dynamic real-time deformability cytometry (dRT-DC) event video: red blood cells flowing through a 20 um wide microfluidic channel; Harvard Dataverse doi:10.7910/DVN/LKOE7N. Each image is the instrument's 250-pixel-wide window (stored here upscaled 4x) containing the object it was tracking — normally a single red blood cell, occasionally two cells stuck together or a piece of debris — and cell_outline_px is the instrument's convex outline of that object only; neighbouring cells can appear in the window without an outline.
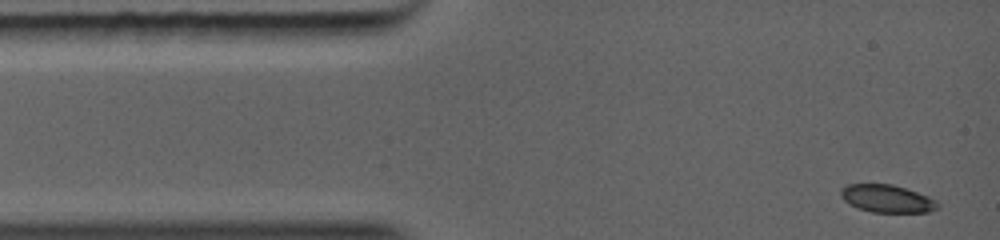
{"species": "common noctule bat (a hibernating species)", "species_latin": "Nyctalus noctula", "temperature_condition": "warm", "stored_images_in_passage": 54, "camera_frame_rate_fps": 5000, "um_per_image_px": 0.085, "animal": {"sex": "female", "body_mass_g": 19.0, "forearm_length_mm": 56.7}, "frame": {"image": 1, "passage_image": 1, "time_ms": 0.0, "image_size_px": [1000, 240], "cell_outline_px": [[940, 208], [928, 212], [872, 212], [856, 208], [848, 204], [840, 196], [840, 188], [848, 184], [892, 184], [928, 196], [936, 200], [940, 204]], "centroid_in_image_um": [75.38, 16.89], "position_along_channel_um": 9.6, "area_um2": 15.78}}
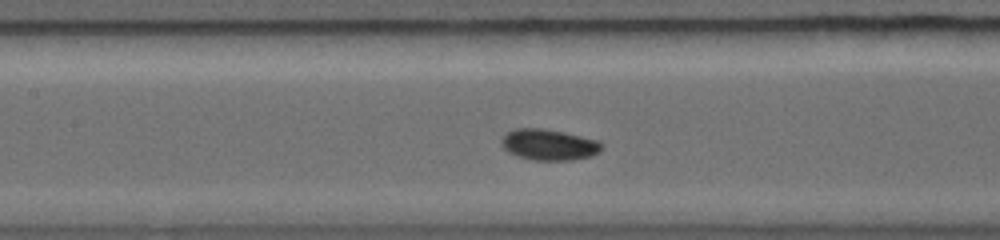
{"frame": {"image": 2, "passage_image": 19, "time_ms": 4.4, "image_size_px": [1000, 240], "cell_outline_px": [[604, 148], [600, 152], [592, 156], [572, 160], [532, 160], [516, 156], [508, 152], [500, 144], [500, 140], [508, 132], [516, 128], [540, 128], [564, 132], [600, 140], [604, 144]], "centroid_in_image_um": [46.7, 12.3], "position_along_channel_um": 160.7, "area_um2": 18.44}}
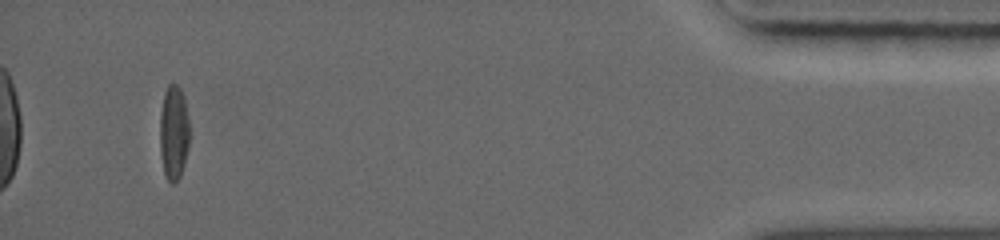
{"frame": {"image": 3, "passage_image": 48, "time_ms": 11.6, "image_size_px": [1000, 240], "cell_outline_px": [[188, 148], [184, 164], [180, 176], [176, 184], [172, 184], [164, 176], [160, 152], [160, 112], [164, 92], [168, 84], [176, 84], [180, 88], [184, 100], [188, 120]], "centroid_in_image_um": [14.74, 11.31], "position_along_channel_um": 420.5, "area_um2": 16.36}}